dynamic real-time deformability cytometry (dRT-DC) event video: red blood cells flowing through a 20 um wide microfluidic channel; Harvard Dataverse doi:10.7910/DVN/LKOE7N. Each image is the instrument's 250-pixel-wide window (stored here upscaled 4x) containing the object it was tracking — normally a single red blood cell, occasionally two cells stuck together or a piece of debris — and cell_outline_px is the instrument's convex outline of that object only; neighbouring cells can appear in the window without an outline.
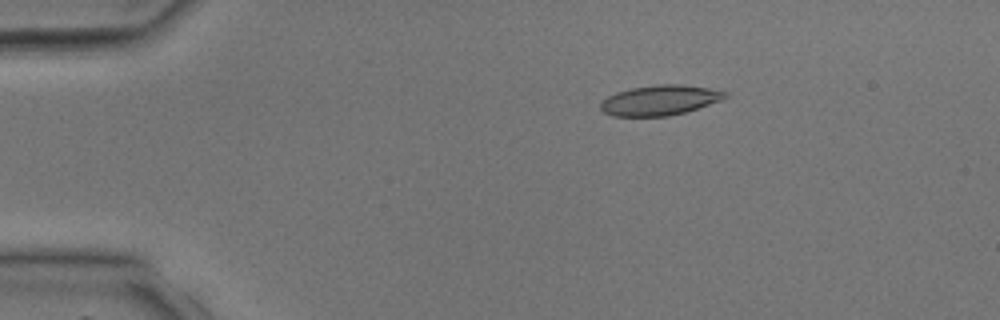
{"species": "common noctule bat (a hibernating species)", "species_latin": "Nyctalus noctula", "temperature_condition": "room temperature", "stored_images_in_passage": 6, "camera_frame_rate_fps": 3000, "um_per_image_px": 0.085, "animal": {"sex": "male", "body_mass_g": 17.9, "forearm_length_mm": 54.2}, "frame": {"image": 1, "passage_image": 1, "time_ms": 0.0, "image_size_px": [1000, 320], "cell_outline_px": [[728, 96], [720, 100], [684, 112], [668, 116], [612, 116], [604, 112], [600, 108], [600, 104], [608, 96], [616, 92], [632, 88], [656, 84], [684, 84], [708, 88], [728, 92]], "centroid_in_image_um": [56.07, 8.51], "position_along_channel_um": 28.9, "area_um2": 21.68}}